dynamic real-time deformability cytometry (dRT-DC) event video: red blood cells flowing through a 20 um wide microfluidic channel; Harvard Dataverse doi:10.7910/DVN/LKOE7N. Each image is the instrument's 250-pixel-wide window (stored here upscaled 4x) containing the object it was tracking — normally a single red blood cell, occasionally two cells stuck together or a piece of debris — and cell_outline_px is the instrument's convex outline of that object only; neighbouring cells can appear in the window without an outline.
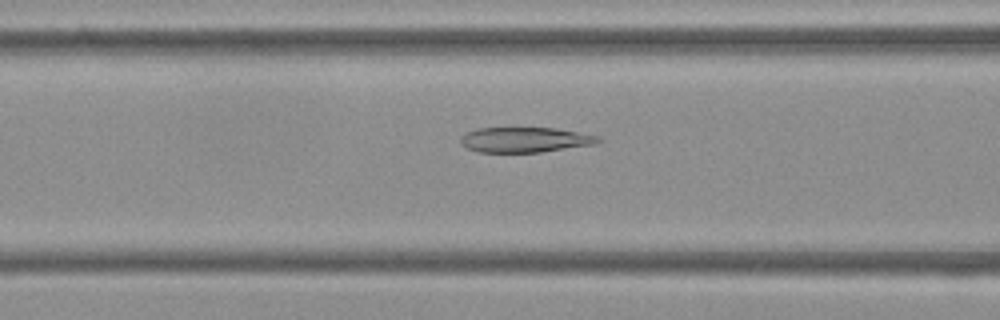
{"species": "Egyptian fruit bat (a non-hibernating species)", "species_latin": "Rousettus aegyptiacus", "temperature_condition": "cold", "stored_images_in_passage": 52, "camera_frame_rate_fps": 3000, "um_per_image_px": 0.085, "frame": {"image": 1, "passage_image": 20, "time_ms": 6.333, "image_size_px": [1000, 320], "cell_outline_px": [[604, 140], [600, 144], [540, 152], [476, 152], [460, 144], [460, 136], [476, 128], [556, 128], [600, 136]], "centroid_in_image_um": [44.68, 11.88], "position_along_channel_um": 121.9, "area_um2": 20.46}}
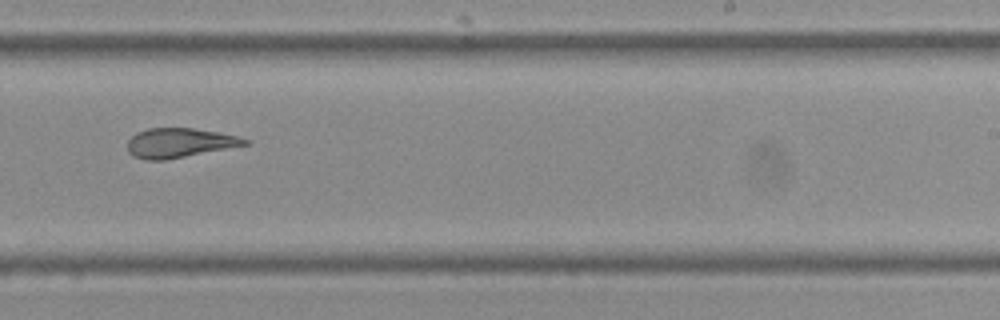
{"frame": {"image": 2, "passage_image": 32, "time_ms": 10.333, "image_size_px": [1000, 320], "cell_outline_px": [[252, 144], [164, 160], [144, 160], [132, 156], [128, 152], [128, 140], [136, 132], [148, 128], [192, 128], [240, 136], [252, 140]], "centroid_in_image_um": [15.29, 12.14], "position_along_channel_um": 273.7, "area_um2": 20.35}}
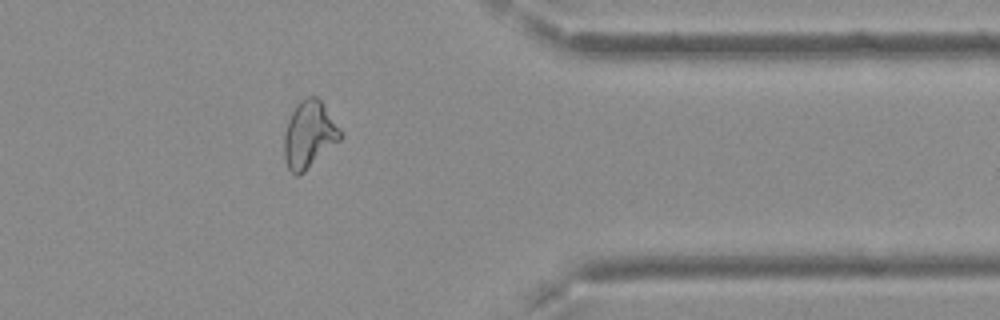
{"frame": {"image": 3, "passage_image": 42, "time_ms": 13.667, "image_size_px": [1000, 320], "cell_outline_px": [[344, 136], [340, 140], [300, 176], [296, 176], [288, 168], [284, 160], [284, 132], [288, 120], [296, 104], [300, 100], [308, 96], [316, 96], [320, 100], [344, 132]], "centroid_in_image_um": [26.28, 11.45], "position_along_channel_um": 385.1, "area_um2": 22.2}, "authors_computed_cell_mechanics": {"area_um2": 22.8021, "velocity_mm_per_s": 3.7955, "shape_relaxation_time_tau1_ms": null, "shape_relaxation_time_tau2_ms": 2.7556, "deformation_change_tau1": null, "deformation_change_tau2": 0.0939}}